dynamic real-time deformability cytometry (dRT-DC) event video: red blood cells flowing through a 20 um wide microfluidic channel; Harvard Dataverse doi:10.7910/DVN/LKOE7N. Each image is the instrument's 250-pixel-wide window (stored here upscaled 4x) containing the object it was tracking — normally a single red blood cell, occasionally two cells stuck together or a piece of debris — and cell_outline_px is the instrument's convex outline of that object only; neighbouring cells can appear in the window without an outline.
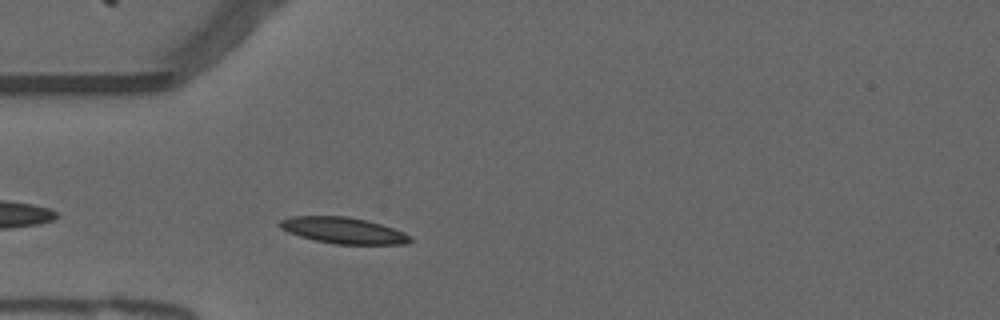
{"species": "common noctule bat (a hibernating species)", "species_latin": "Nyctalus noctula", "temperature_condition": "warm", "stored_images_in_passage": 38, "camera_frame_rate_fps": 3000, "um_per_image_px": 0.085, "animal": {"sex": "male", "forearm_length_mm": 52.5}, "frame": {"image": 1, "passage_image": 4, "time_ms": 1.0, "image_size_px": [1000, 320], "cell_outline_px": [[412, 240], [404, 244], [336, 244], [316, 240], [300, 236], [288, 232], [280, 228], [276, 224], [280, 220], [288, 216], [348, 216], [368, 220], [404, 232], [412, 236]], "centroid_in_image_um": [29.15, 19.57], "position_along_channel_um": 55.8, "area_um2": 20.0}}
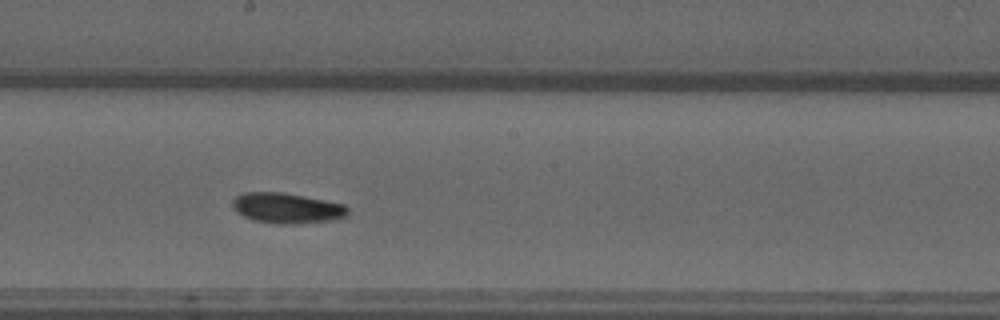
{"frame": {"image": 2, "passage_image": 18, "time_ms": 5.667, "image_size_px": [1000, 320], "cell_outline_px": [[348, 216], [332, 220], [296, 224], [276, 224], [252, 220], [236, 212], [232, 204], [232, 200], [236, 196], [244, 192], [280, 192], [324, 200], [344, 204], [348, 208]], "centroid_in_image_um": [24.37, 17.7], "position_along_channel_um": 223.8, "area_um2": 20.46}}
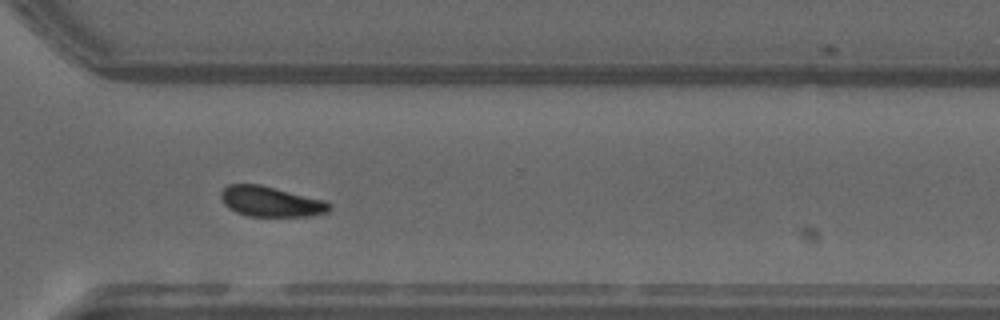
{"frame": {"image": 3, "passage_image": 28, "time_ms": 9.0, "image_size_px": [1000, 320], "cell_outline_px": [[332, 208], [328, 212], [312, 216], [248, 216], [236, 212], [228, 208], [224, 204], [220, 196], [220, 192], [228, 184], [260, 184], [328, 200], [332, 204]], "centroid_in_image_um": [23.07, 17.13], "position_along_channel_um": 347.5, "area_um2": 19.54}, "authors_computed_cell_mechanics": {"area_um2": 19.6809, "velocity_mm_per_s": 3.7124, "shape_relaxation_time_tau1_ms": 4.1949, "shape_relaxation_time_tau2_ms": 6.571, "deformation_change_tau1": 0.1229, "deformation_change_tau2": 0.1122}}